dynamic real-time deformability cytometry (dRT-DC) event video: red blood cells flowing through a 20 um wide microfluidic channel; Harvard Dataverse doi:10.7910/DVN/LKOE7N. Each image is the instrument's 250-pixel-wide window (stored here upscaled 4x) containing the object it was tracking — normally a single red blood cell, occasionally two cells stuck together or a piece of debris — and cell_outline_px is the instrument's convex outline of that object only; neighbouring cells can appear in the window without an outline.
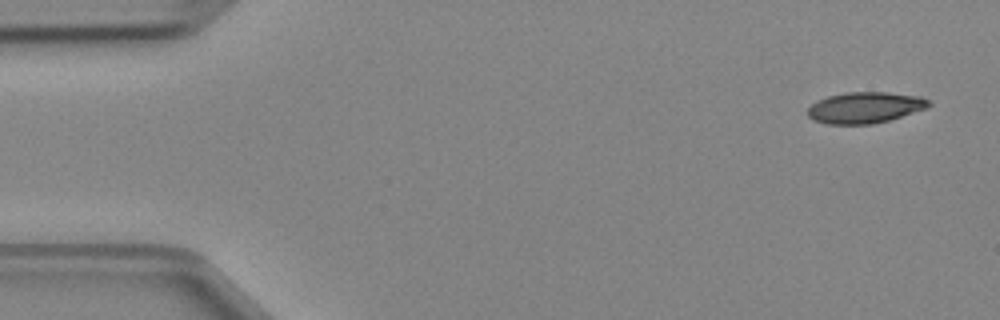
{"species": "Egyptian fruit bat (a non-hibernating species)", "species_latin": "Rousettus aegyptiacus", "temperature_condition": "cold", "stored_images_in_passage": 4, "camera_frame_rate_fps": 3000, "um_per_image_px": 0.085, "animal": {"sex": "female"}, "frame": {"image": 1, "passage_image": 1, "time_ms": 0.0, "image_size_px": [1000, 320], "cell_outline_px": [[932, 104], [928, 108], [888, 120], [872, 124], [828, 124], [812, 120], [808, 116], [808, 108], [816, 100], [828, 96], [844, 92], [888, 92], [920, 96], [928, 100]], "centroid_in_image_um": [73.51, 9.14], "position_along_channel_um": 11.5, "area_um2": 22.08}}
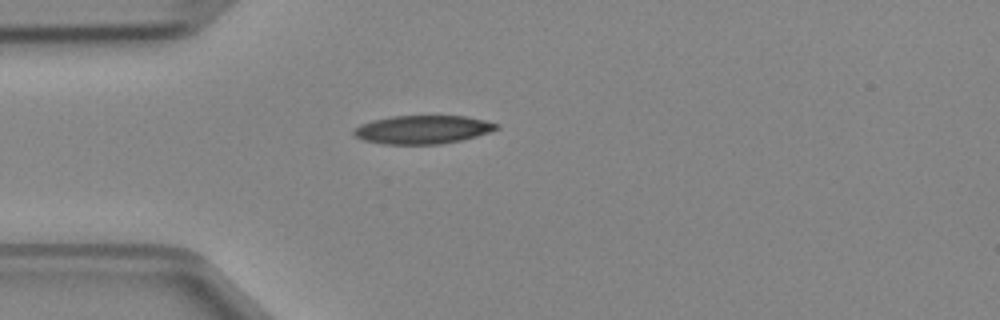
{"frame": {"image": 2, "passage_image": 4, "time_ms": 1.0, "image_size_px": [1000, 320], "cell_outline_px": [[500, 128], [476, 136], [460, 140], [440, 144], [384, 144], [364, 140], [356, 136], [352, 132], [360, 124], [372, 120], [392, 116], [468, 116], [500, 124]], "centroid_in_image_um": [35.94, 11.01], "position_along_channel_um": 49.1, "area_um2": 23.52}}